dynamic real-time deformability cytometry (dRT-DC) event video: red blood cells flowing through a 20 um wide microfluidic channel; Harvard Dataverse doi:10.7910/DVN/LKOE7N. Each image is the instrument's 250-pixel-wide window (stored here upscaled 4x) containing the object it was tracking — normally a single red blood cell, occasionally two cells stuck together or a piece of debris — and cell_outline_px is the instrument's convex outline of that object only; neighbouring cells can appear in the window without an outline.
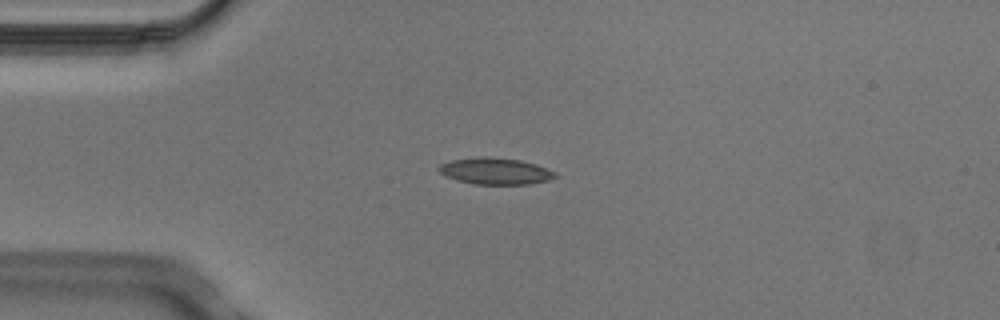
{"species": "Egyptian fruit bat (a non-hibernating species)", "species_latin": "Rousettus aegyptiacus", "temperature_condition": "cold", "stored_images_in_passage": 7, "camera_frame_rate_fps": 3000, "um_per_image_px": 0.085, "animal": {"sex": "male"}, "frame": {"image": 1, "passage_image": 3, "time_ms": 0.667, "image_size_px": [1000, 320], "cell_outline_px": [[556, 176], [548, 180], [532, 184], [476, 184], [456, 180], [444, 176], [436, 168], [440, 164], [452, 160], [476, 156], [484, 156], [520, 160], [536, 164], [556, 172]], "centroid_in_image_um": [42.07, 14.54], "position_along_channel_um": 42.9, "area_um2": 18.09}}
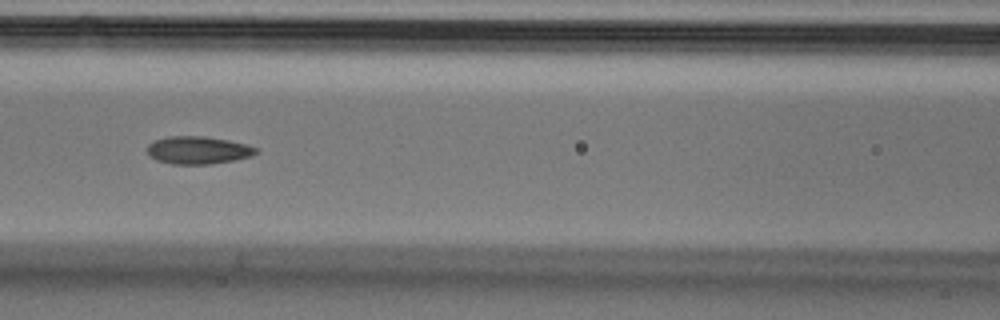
{"frame": {"image": 2, "passage_image": 6, "time_ms": 1.667, "image_size_px": [1000, 320], "cell_outline_px": [[260, 152], [252, 156], [232, 160], [208, 164], [172, 164], [156, 160], [148, 152], [148, 144], [152, 140], [168, 136], [204, 136], [228, 140], [260, 148]], "centroid_in_image_um": [16.85, 12.75], "position_along_channel_um": 149.7, "area_um2": 17.57}}
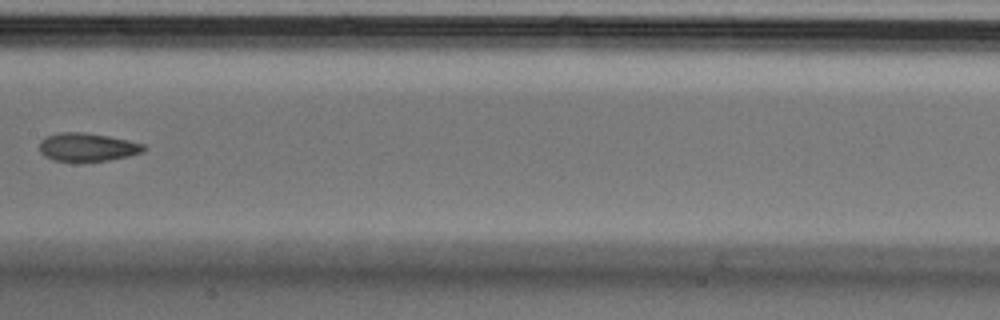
{"frame": {"image": 3, "passage_image": 7, "time_ms": 2.0, "image_size_px": [1000, 320], "cell_outline_px": [[148, 148], [144, 152], [128, 156], [108, 160], [56, 160], [44, 156], [40, 152], [40, 140], [48, 136], [60, 132], [84, 132], [108, 136], [128, 140], [144, 144]], "centroid_in_image_um": [7.46, 12.49], "position_along_channel_um": 199.9, "area_um2": 16.94}}